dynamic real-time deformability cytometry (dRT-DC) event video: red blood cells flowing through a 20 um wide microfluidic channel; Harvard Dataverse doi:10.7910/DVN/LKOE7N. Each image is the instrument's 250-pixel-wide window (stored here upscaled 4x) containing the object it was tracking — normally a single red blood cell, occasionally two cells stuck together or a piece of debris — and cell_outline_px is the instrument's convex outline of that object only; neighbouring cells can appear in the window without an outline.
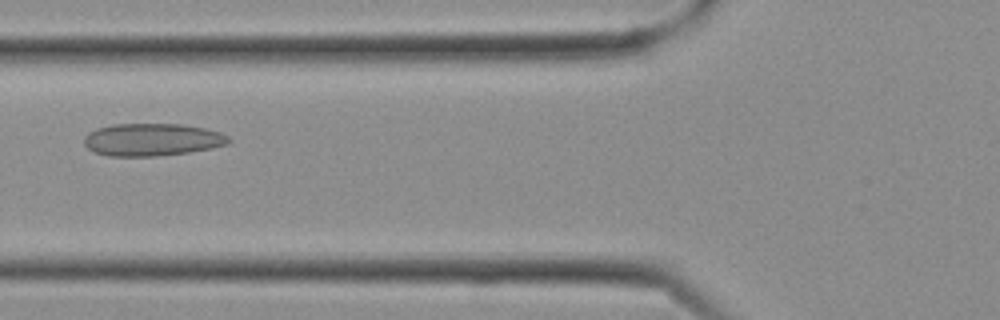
{"species": "Egyptian fruit bat (a non-hibernating species)", "species_latin": "Rousettus aegyptiacus", "temperature_condition": "cold", "stored_images_in_passage": 6, "camera_frame_rate_fps": 3000, "um_per_image_px": 0.085, "frame": {"image": 1, "passage_image": 5, "time_ms": 1.333, "image_size_px": [1000, 320], "cell_outline_px": [[232, 140], [228, 144], [212, 148], [188, 152], [156, 156], [108, 156], [92, 152], [84, 144], [84, 136], [88, 132], [96, 128], [112, 124], [184, 124], [204, 128], [220, 132], [228, 136]], "centroid_in_image_um": [12.91, 11.87], "position_along_channel_um": 112.9, "area_um2": 27.63}}